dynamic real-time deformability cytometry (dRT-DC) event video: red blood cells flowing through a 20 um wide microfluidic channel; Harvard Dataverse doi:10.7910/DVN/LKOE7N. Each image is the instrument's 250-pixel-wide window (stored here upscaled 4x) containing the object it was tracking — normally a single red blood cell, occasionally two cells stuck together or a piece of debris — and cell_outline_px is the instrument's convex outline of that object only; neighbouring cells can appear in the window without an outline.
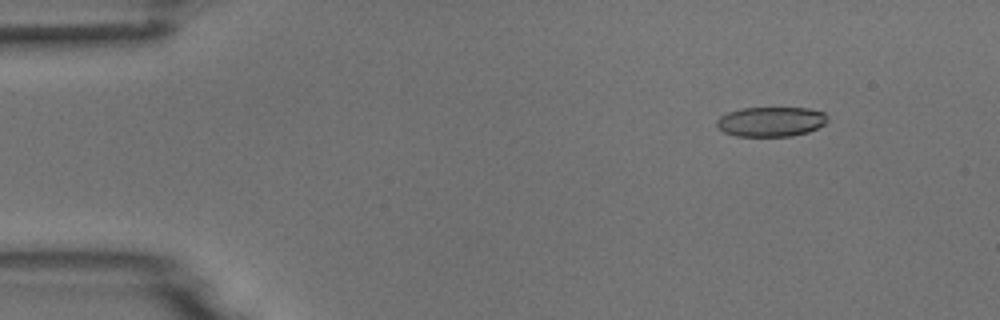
{"species": "common noctule bat (a hibernating species)", "species_latin": "Nyctalus noctula", "temperature_condition": "room temperature", "stored_images_in_passage": 5, "camera_frame_rate_fps": 3000, "um_per_image_px": 0.085, "animal": {"sex": "male", "body_mass_g": 18.8}, "frame": {"image": 1, "passage_image": 2, "time_ms": 0.333, "image_size_px": [1000, 320], "cell_outline_px": [[828, 120], [824, 124], [808, 132], [792, 136], [736, 136], [724, 132], [716, 128], [716, 120], [720, 116], [728, 112], [740, 108], [808, 108], [824, 112], [828, 116]], "centroid_in_image_um": [65.51, 10.34], "position_along_channel_um": 19.5, "area_um2": 19.36}}
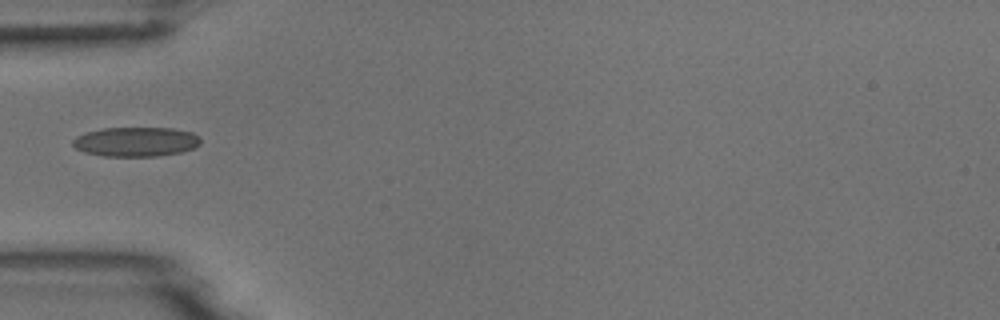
{"frame": {"image": 2, "passage_image": 5, "time_ms": 1.333, "image_size_px": [1000, 320], "cell_outline_px": [[200, 144], [196, 148], [180, 152], [156, 156], [104, 156], [84, 152], [76, 148], [72, 144], [72, 140], [76, 136], [100, 128], [172, 128], [192, 132], [200, 136]], "centroid_in_image_um": [11.57, 12.04], "position_along_channel_um": 73.4, "area_um2": 22.02}}